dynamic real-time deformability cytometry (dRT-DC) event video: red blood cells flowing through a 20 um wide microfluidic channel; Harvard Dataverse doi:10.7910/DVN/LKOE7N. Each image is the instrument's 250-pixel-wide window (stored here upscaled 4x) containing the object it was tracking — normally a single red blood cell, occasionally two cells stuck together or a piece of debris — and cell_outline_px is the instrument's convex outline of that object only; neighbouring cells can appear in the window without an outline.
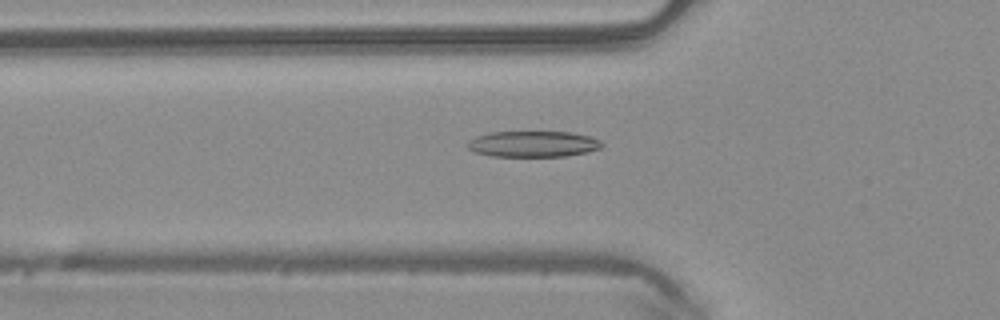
{"species": "common noctule bat (a hibernating species)", "species_latin": "Nyctalus noctula", "temperature_condition": "warm", "stored_images_in_passage": 49, "camera_frame_rate_fps": 3000, "um_per_image_px": 0.085, "animal": {"sex": "male", "body_mass_g": 20.4}, "frame": {"image": 1, "passage_image": 17, "time_ms": 5.333, "image_size_px": [1000, 320], "cell_outline_px": [[604, 144], [600, 148], [588, 152], [564, 156], [492, 156], [472, 152], [464, 144], [468, 140], [476, 136], [488, 132], [572, 132], [588, 136], [600, 140]], "centroid_in_image_um": [45.26, 12.24], "position_along_channel_um": 80.5, "area_um2": 20.52}}
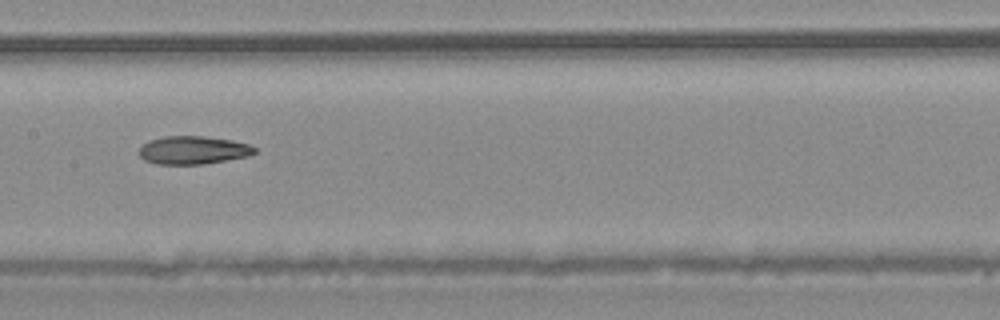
{"frame": {"image": 2, "passage_image": 25, "time_ms": 8.0, "image_size_px": [1000, 320], "cell_outline_px": [[256, 152], [248, 156], [200, 164], [156, 164], [144, 160], [140, 156], [140, 148], [148, 140], [164, 136], [204, 136], [232, 140], [248, 144], [256, 148]], "centroid_in_image_um": [16.4, 12.75], "position_along_channel_um": 191.0, "area_um2": 18.79}}
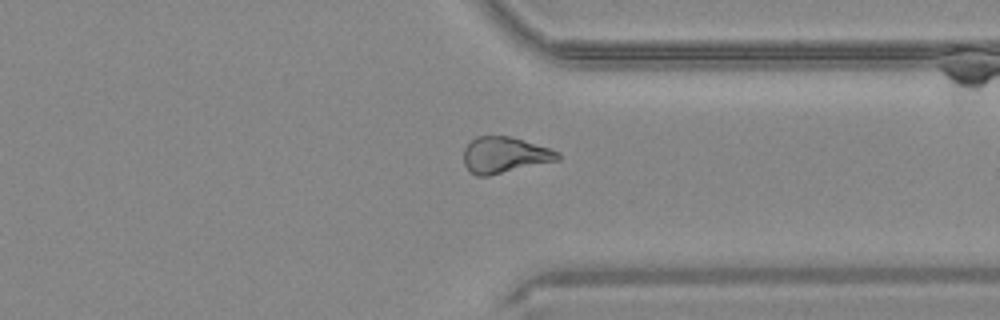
{"frame": {"image": 3, "passage_image": 38, "time_ms": 12.333, "image_size_px": [1000, 320], "cell_outline_px": [[560, 160], [488, 176], [476, 176], [464, 164], [464, 148], [476, 136], [512, 136], [560, 152]], "centroid_in_image_um": [42.91, 13.17], "position_along_channel_um": 368.5, "area_um2": 19.77}, "authors_computed_cell_mechanics": {"area_um2": 20.3456, "velocity_mm_per_s": 4.1092, "shape_relaxation_time_tau1_ms": 6.5922, "shape_relaxation_time_tau2_ms": 5.6016, "deformation_change_tau1": 0.176, "deformation_change_tau2": 0.1615}}